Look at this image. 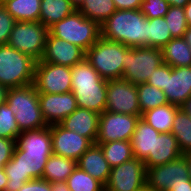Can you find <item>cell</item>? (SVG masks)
Listing matches in <instances>:
<instances>
[{
	"label": "cell",
	"instance_id": "obj_1",
	"mask_svg": "<svg viewBox=\"0 0 191 191\" xmlns=\"http://www.w3.org/2000/svg\"><path fill=\"white\" fill-rule=\"evenodd\" d=\"M52 154L51 125L21 132L13 157L3 168L8 178L5 191H18L25 182L42 179L44 166Z\"/></svg>",
	"mask_w": 191,
	"mask_h": 191
},
{
	"label": "cell",
	"instance_id": "obj_2",
	"mask_svg": "<svg viewBox=\"0 0 191 191\" xmlns=\"http://www.w3.org/2000/svg\"><path fill=\"white\" fill-rule=\"evenodd\" d=\"M101 37L128 47H148V18L137 10H116L102 25Z\"/></svg>",
	"mask_w": 191,
	"mask_h": 191
},
{
	"label": "cell",
	"instance_id": "obj_3",
	"mask_svg": "<svg viewBox=\"0 0 191 191\" xmlns=\"http://www.w3.org/2000/svg\"><path fill=\"white\" fill-rule=\"evenodd\" d=\"M71 92L80 108L102 114L106 108L107 83L84 58L71 68Z\"/></svg>",
	"mask_w": 191,
	"mask_h": 191
},
{
	"label": "cell",
	"instance_id": "obj_4",
	"mask_svg": "<svg viewBox=\"0 0 191 191\" xmlns=\"http://www.w3.org/2000/svg\"><path fill=\"white\" fill-rule=\"evenodd\" d=\"M12 110L20 132L47 127L39 103V93L33 83L9 88L5 102Z\"/></svg>",
	"mask_w": 191,
	"mask_h": 191
},
{
	"label": "cell",
	"instance_id": "obj_5",
	"mask_svg": "<svg viewBox=\"0 0 191 191\" xmlns=\"http://www.w3.org/2000/svg\"><path fill=\"white\" fill-rule=\"evenodd\" d=\"M131 47L100 37L86 52L85 58L102 79H122L125 53Z\"/></svg>",
	"mask_w": 191,
	"mask_h": 191
},
{
	"label": "cell",
	"instance_id": "obj_6",
	"mask_svg": "<svg viewBox=\"0 0 191 191\" xmlns=\"http://www.w3.org/2000/svg\"><path fill=\"white\" fill-rule=\"evenodd\" d=\"M36 62L8 44L0 45V84L8 89L32 84Z\"/></svg>",
	"mask_w": 191,
	"mask_h": 191
},
{
	"label": "cell",
	"instance_id": "obj_7",
	"mask_svg": "<svg viewBox=\"0 0 191 191\" xmlns=\"http://www.w3.org/2000/svg\"><path fill=\"white\" fill-rule=\"evenodd\" d=\"M49 33L79 46L85 52L101 37L100 25L77 10L51 26Z\"/></svg>",
	"mask_w": 191,
	"mask_h": 191
},
{
	"label": "cell",
	"instance_id": "obj_8",
	"mask_svg": "<svg viewBox=\"0 0 191 191\" xmlns=\"http://www.w3.org/2000/svg\"><path fill=\"white\" fill-rule=\"evenodd\" d=\"M163 63L162 49L131 47L125 53L122 79L135 85L146 83L150 75Z\"/></svg>",
	"mask_w": 191,
	"mask_h": 191
},
{
	"label": "cell",
	"instance_id": "obj_9",
	"mask_svg": "<svg viewBox=\"0 0 191 191\" xmlns=\"http://www.w3.org/2000/svg\"><path fill=\"white\" fill-rule=\"evenodd\" d=\"M49 29L39 21L15 22L8 45L40 61L45 49Z\"/></svg>",
	"mask_w": 191,
	"mask_h": 191
},
{
	"label": "cell",
	"instance_id": "obj_10",
	"mask_svg": "<svg viewBox=\"0 0 191 191\" xmlns=\"http://www.w3.org/2000/svg\"><path fill=\"white\" fill-rule=\"evenodd\" d=\"M71 77V67L37 61L33 85L38 93H68L71 92Z\"/></svg>",
	"mask_w": 191,
	"mask_h": 191
},
{
	"label": "cell",
	"instance_id": "obj_11",
	"mask_svg": "<svg viewBox=\"0 0 191 191\" xmlns=\"http://www.w3.org/2000/svg\"><path fill=\"white\" fill-rule=\"evenodd\" d=\"M186 182H191V179L183 155L160 166L146 167V187L154 191H168L171 186Z\"/></svg>",
	"mask_w": 191,
	"mask_h": 191
},
{
	"label": "cell",
	"instance_id": "obj_12",
	"mask_svg": "<svg viewBox=\"0 0 191 191\" xmlns=\"http://www.w3.org/2000/svg\"><path fill=\"white\" fill-rule=\"evenodd\" d=\"M141 116L104 111L99 116L96 144L130 141Z\"/></svg>",
	"mask_w": 191,
	"mask_h": 191
},
{
	"label": "cell",
	"instance_id": "obj_13",
	"mask_svg": "<svg viewBox=\"0 0 191 191\" xmlns=\"http://www.w3.org/2000/svg\"><path fill=\"white\" fill-rule=\"evenodd\" d=\"M146 187V167L143 160L133 158L111 168L105 191H140Z\"/></svg>",
	"mask_w": 191,
	"mask_h": 191
},
{
	"label": "cell",
	"instance_id": "obj_14",
	"mask_svg": "<svg viewBox=\"0 0 191 191\" xmlns=\"http://www.w3.org/2000/svg\"><path fill=\"white\" fill-rule=\"evenodd\" d=\"M105 111L142 115L139 106L137 85L124 79L108 80Z\"/></svg>",
	"mask_w": 191,
	"mask_h": 191
},
{
	"label": "cell",
	"instance_id": "obj_15",
	"mask_svg": "<svg viewBox=\"0 0 191 191\" xmlns=\"http://www.w3.org/2000/svg\"><path fill=\"white\" fill-rule=\"evenodd\" d=\"M53 154L75 160L92 146V142L80 134L63 128L60 124L51 125Z\"/></svg>",
	"mask_w": 191,
	"mask_h": 191
},
{
	"label": "cell",
	"instance_id": "obj_16",
	"mask_svg": "<svg viewBox=\"0 0 191 191\" xmlns=\"http://www.w3.org/2000/svg\"><path fill=\"white\" fill-rule=\"evenodd\" d=\"M43 119L48 126L61 123L78 106L72 92L63 94L39 93Z\"/></svg>",
	"mask_w": 191,
	"mask_h": 191
},
{
	"label": "cell",
	"instance_id": "obj_17",
	"mask_svg": "<svg viewBox=\"0 0 191 191\" xmlns=\"http://www.w3.org/2000/svg\"><path fill=\"white\" fill-rule=\"evenodd\" d=\"M85 58V51L79 46L48 33L44 54L40 61L73 67Z\"/></svg>",
	"mask_w": 191,
	"mask_h": 191
},
{
	"label": "cell",
	"instance_id": "obj_18",
	"mask_svg": "<svg viewBox=\"0 0 191 191\" xmlns=\"http://www.w3.org/2000/svg\"><path fill=\"white\" fill-rule=\"evenodd\" d=\"M168 103L180 106L191 96V66L171 67L167 64V82L163 90Z\"/></svg>",
	"mask_w": 191,
	"mask_h": 191
},
{
	"label": "cell",
	"instance_id": "obj_19",
	"mask_svg": "<svg viewBox=\"0 0 191 191\" xmlns=\"http://www.w3.org/2000/svg\"><path fill=\"white\" fill-rule=\"evenodd\" d=\"M99 116L100 114L97 112L78 107L59 124L66 130L74 131L95 144L98 135Z\"/></svg>",
	"mask_w": 191,
	"mask_h": 191
},
{
	"label": "cell",
	"instance_id": "obj_20",
	"mask_svg": "<svg viewBox=\"0 0 191 191\" xmlns=\"http://www.w3.org/2000/svg\"><path fill=\"white\" fill-rule=\"evenodd\" d=\"M183 154L172 133H160L154 140L153 154L143 160L145 167L160 166L181 157Z\"/></svg>",
	"mask_w": 191,
	"mask_h": 191
},
{
	"label": "cell",
	"instance_id": "obj_21",
	"mask_svg": "<svg viewBox=\"0 0 191 191\" xmlns=\"http://www.w3.org/2000/svg\"><path fill=\"white\" fill-rule=\"evenodd\" d=\"M77 166L91 175L94 179L101 182L104 186L107 184L111 167L98 144H92V146L78 159Z\"/></svg>",
	"mask_w": 191,
	"mask_h": 191
},
{
	"label": "cell",
	"instance_id": "obj_22",
	"mask_svg": "<svg viewBox=\"0 0 191 191\" xmlns=\"http://www.w3.org/2000/svg\"><path fill=\"white\" fill-rule=\"evenodd\" d=\"M159 134L158 131L140 117L130 139L134 158L144 160L148 154H153L154 140Z\"/></svg>",
	"mask_w": 191,
	"mask_h": 191
},
{
	"label": "cell",
	"instance_id": "obj_23",
	"mask_svg": "<svg viewBox=\"0 0 191 191\" xmlns=\"http://www.w3.org/2000/svg\"><path fill=\"white\" fill-rule=\"evenodd\" d=\"M179 109V106L168 103L144 112L141 118L159 133H171L174 117Z\"/></svg>",
	"mask_w": 191,
	"mask_h": 191
},
{
	"label": "cell",
	"instance_id": "obj_24",
	"mask_svg": "<svg viewBox=\"0 0 191 191\" xmlns=\"http://www.w3.org/2000/svg\"><path fill=\"white\" fill-rule=\"evenodd\" d=\"M40 7L39 22L48 29L76 11L70 0H41Z\"/></svg>",
	"mask_w": 191,
	"mask_h": 191
},
{
	"label": "cell",
	"instance_id": "obj_25",
	"mask_svg": "<svg viewBox=\"0 0 191 191\" xmlns=\"http://www.w3.org/2000/svg\"><path fill=\"white\" fill-rule=\"evenodd\" d=\"M77 167L75 160L52 154L44 166L42 179L48 182H65Z\"/></svg>",
	"mask_w": 191,
	"mask_h": 191
},
{
	"label": "cell",
	"instance_id": "obj_26",
	"mask_svg": "<svg viewBox=\"0 0 191 191\" xmlns=\"http://www.w3.org/2000/svg\"><path fill=\"white\" fill-rule=\"evenodd\" d=\"M161 49L164 64L171 67L191 66V49L184 38H173Z\"/></svg>",
	"mask_w": 191,
	"mask_h": 191
},
{
	"label": "cell",
	"instance_id": "obj_27",
	"mask_svg": "<svg viewBox=\"0 0 191 191\" xmlns=\"http://www.w3.org/2000/svg\"><path fill=\"white\" fill-rule=\"evenodd\" d=\"M2 5L16 22L39 21L41 0H5Z\"/></svg>",
	"mask_w": 191,
	"mask_h": 191
},
{
	"label": "cell",
	"instance_id": "obj_28",
	"mask_svg": "<svg viewBox=\"0 0 191 191\" xmlns=\"http://www.w3.org/2000/svg\"><path fill=\"white\" fill-rule=\"evenodd\" d=\"M113 0H84L77 9L86 18L102 25L115 11Z\"/></svg>",
	"mask_w": 191,
	"mask_h": 191
},
{
	"label": "cell",
	"instance_id": "obj_29",
	"mask_svg": "<svg viewBox=\"0 0 191 191\" xmlns=\"http://www.w3.org/2000/svg\"><path fill=\"white\" fill-rule=\"evenodd\" d=\"M98 145L101 147L104 157L111 168L134 158L130 141L119 140Z\"/></svg>",
	"mask_w": 191,
	"mask_h": 191
},
{
	"label": "cell",
	"instance_id": "obj_30",
	"mask_svg": "<svg viewBox=\"0 0 191 191\" xmlns=\"http://www.w3.org/2000/svg\"><path fill=\"white\" fill-rule=\"evenodd\" d=\"M141 113L168 104L166 95L161 89L147 83L137 85Z\"/></svg>",
	"mask_w": 191,
	"mask_h": 191
},
{
	"label": "cell",
	"instance_id": "obj_31",
	"mask_svg": "<svg viewBox=\"0 0 191 191\" xmlns=\"http://www.w3.org/2000/svg\"><path fill=\"white\" fill-rule=\"evenodd\" d=\"M171 133L177 139L182 154L191 151V118L181 109L175 114Z\"/></svg>",
	"mask_w": 191,
	"mask_h": 191
},
{
	"label": "cell",
	"instance_id": "obj_32",
	"mask_svg": "<svg viewBox=\"0 0 191 191\" xmlns=\"http://www.w3.org/2000/svg\"><path fill=\"white\" fill-rule=\"evenodd\" d=\"M172 39L164 17L148 19V47L162 48Z\"/></svg>",
	"mask_w": 191,
	"mask_h": 191
},
{
	"label": "cell",
	"instance_id": "obj_33",
	"mask_svg": "<svg viewBox=\"0 0 191 191\" xmlns=\"http://www.w3.org/2000/svg\"><path fill=\"white\" fill-rule=\"evenodd\" d=\"M70 191H104L105 186L78 166L67 179Z\"/></svg>",
	"mask_w": 191,
	"mask_h": 191
},
{
	"label": "cell",
	"instance_id": "obj_34",
	"mask_svg": "<svg viewBox=\"0 0 191 191\" xmlns=\"http://www.w3.org/2000/svg\"><path fill=\"white\" fill-rule=\"evenodd\" d=\"M164 19L169 26L172 37L183 38V35L188 28L184 8L170 6Z\"/></svg>",
	"mask_w": 191,
	"mask_h": 191
},
{
	"label": "cell",
	"instance_id": "obj_35",
	"mask_svg": "<svg viewBox=\"0 0 191 191\" xmlns=\"http://www.w3.org/2000/svg\"><path fill=\"white\" fill-rule=\"evenodd\" d=\"M20 133L15 115L9 106L4 103L0 106V137L16 140Z\"/></svg>",
	"mask_w": 191,
	"mask_h": 191
},
{
	"label": "cell",
	"instance_id": "obj_36",
	"mask_svg": "<svg viewBox=\"0 0 191 191\" xmlns=\"http://www.w3.org/2000/svg\"><path fill=\"white\" fill-rule=\"evenodd\" d=\"M170 5L166 0H143L140 11L148 18L164 17L168 12Z\"/></svg>",
	"mask_w": 191,
	"mask_h": 191
},
{
	"label": "cell",
	"instance_id": "obj_37",
	"mask_svg": "<svg viewBox=\"0 0 191 191\" xmlns=\"http://www.w3.org/2000/svg\"><path fill=\"white\" fill-rule=\"evenodd\" d=\"M15 22L13 16L0 3V45L8 43Z\"/></svg>",
	"mask_w": 191,
	"mask_h": 191
},
{
	"label": "cell",
	"instance_id": "obj_38",
	"mask_svg": "<svg viewBox=\"0 0 191 191\" xmlns=\"http://www.w3.org/2000/svg\"><path fill=\"white\" fill-rule=\"evenodd\" d=\"M167 82V64L162 63L158 68L154 70L147 80V84L153 85L154 87L161 89L162 91L166 87Z\"/></svg>",
	"mask_w": 191,
	"mask_h": 191
},
{
	"label": "cell",
	"instance_id": "obj_39",
	"mask_svg": "<svg viewBox=\"0 0 191 191\" xmlns=\"http://www.w3.org/2000/svg\"><path fill=\"white\" fill-rule=\"evenodd\" d=\"M16 140L0 137V170L4 168L7 162L13 157Z\"/></svg>",
	"mask_w": 191,
	"mask_h": 191
},
{
	"label": "cell",
	"instance_id": "obj_40",
	"mask_svg": "<svg viewBox=\"0 0 191 191\" xmlns=\"http://www.w3.org/2000/svg\"><path fill=\"white\" fill-rule=\"evenodd\" d=\"M18 191H51V183L44 179L27 181Z\"/></svg>",
	"mask_w": 191,
	"mask_h": 191
},
{
	"label": "cell",
	"instance_id": "obj_41",
	"mask_svg": "<svg viewBox=\"0 0 191 191\" xmlns=\"http://www.w3.org/2000/svg\"><path fill=\"white\" fill-rule=\"evenodd\" d=\"M143 0H113L117 10L140 9Z\"/></svg>",
	"mask_w": 191,
	"mask_h": 191
},
{
	"label": "cell",
	"instance_id": "obj_42",
	"mask_svg": "<svg viewBox=\"0 0 191 191\" xmlns=\"http://www.w3.org/2000/svg\"><path fill=\"white\" fill-rule=\"evenodd\" d=\"M51 191H70L67 182H51Z\"/></svg>",
	"mask_w": 191,
	"mask_h": 191
},
{
	"label": "cell",
	"instance_id": "obj_43",
	"mask_svg": "<svg viewBox=\"0 0 191 191\" xmlns=\"http://www.w3.org/2000/svg\"><path fill=\"white\" fill-rule=\"evenodd\" d=\"M168 191H191V182H186V184L171 186Z\"/></svg>",
	"mask_w": 191,
	"mask_h": 191
},
{
	"label": "cell",
	"instance_id": "obj_44",
	"mask_svg": "<svg viewBox=\"0 0 191 191\" xmlns=\"http://www.w3.org/2000/svg\"><path fill=\"white\" fill-rule=\"evenodd\" d=\"M179 107L183 112H185L191 118V96L185 102H183Z\"/></svg>",
	"mask_w": 191,
	"mask_h": 191
},
{
	"label": "cell",
	"instance_id": "obj_45",
	"mask_svg": "<svg viewBox=\"0 0 191 191\" xmlns=\"http://www.w3.org/2000/svg\"><path fill=\"white\" fill-rule=\"evenodd\" d=\"M187 25L191 26V0L184 6Z\"/></svg>",
	"mask_w": 191,
	"mask_h": 191
},
{
	"label": "cell",
	"instance_id": "obj_46",
	"mask_svg": "<svg viewBox=\"0 0 191 191\" xmlns=\"http://www.w3.org/2000/svg\"><path fill=\"white\" fill-rule=\"evenodd\" d=\"M8 182V178L5 174L4 169L0 170V191H5L6 183Z\"/></svg>",
	"mask_w": 191,
	"mask_h": 191
},
{
	"label": "cell",
	"instance_id": "obj_47",
	"mask_svg": "<svg viewBox=\"0 0 191 191\" xmlns=\"http://www.w3.org/2000/svg\"><path fill=\"white\" fill-rule=\"evenodd\" d=\"M166 1L170 6L182 7V8H184V6L189 2V0H166Z\"/></svg>",
	"mask_w": 191,
	"mask_h": 191
},
{
	"label": "cell",
	"instance_id": "obj_48",
	"mask_svg": "<svg viewBox=\"0 0 191 191\" xmlns=\"http://www.w3.org/2000/svg\"><path fill=\"white\" fill-rule=\"evenodd\" d=\"M8 88L0 84V106L6 102Z\"/></svg>",
	"mask_w": 191,
	"mask_h": 191
},
{
	"label": "cell",
	"instance_id": "obj_49",
	"mask_svg": "<svg viewBox=\"0 0 191 191\" xmlns=\"http://www.w3.org/2000/svg\"><path fill=\"white\" fill-rule=\"evenodd\" d=\"M183 38L191 49V26H188V28L186 29L183 35Z\"/></svg>",
	"mask_w": 191,
	"mask_h": 191
},
{
	"label": "cell",
	"instance_id": "obj_50",
	"mask_svg": "<svg viewBox=\"0 0 191 191\" xmlns=\"http://www.w3.org/2000/svg\"><path fill=\"white\" fill-rule=\"evenodd\" d=\"M183 156L188 163L189 178L191 179V151L184 153Z\"/></svg>",
	"mask_w": 191,
	"mask_h": 191
},
{
	"label": "cell",
	"instance_id": "obj_51",
	"mask_svg": "<svg viewBox=\"0 0 191 191\" xmlns=\"http://www.w3.org/2000/svg\"><path fill=\"white\" fill-rule=\"evenodd\" d=\"M72 6L77 10L84 2V0H70Z\"/></svg>",
	"mask_w": 191,
	"mask_h": 191
},
{
	"label": "cell",
	"instance_id": "obj_52",
	"mask_svg": "<svg viewBox=\"0 0 191 191\" xmlns=\"http://www.w3.org/2000/svg\"><path fill=\"white\" fill-rule=\"evenodd\" d=\"M140 191H154V190L145 187L144 189H142V190H140Z\"/></svg>",
	"mask_w": 191,
	"mask_h": 191
}]
</instances>
